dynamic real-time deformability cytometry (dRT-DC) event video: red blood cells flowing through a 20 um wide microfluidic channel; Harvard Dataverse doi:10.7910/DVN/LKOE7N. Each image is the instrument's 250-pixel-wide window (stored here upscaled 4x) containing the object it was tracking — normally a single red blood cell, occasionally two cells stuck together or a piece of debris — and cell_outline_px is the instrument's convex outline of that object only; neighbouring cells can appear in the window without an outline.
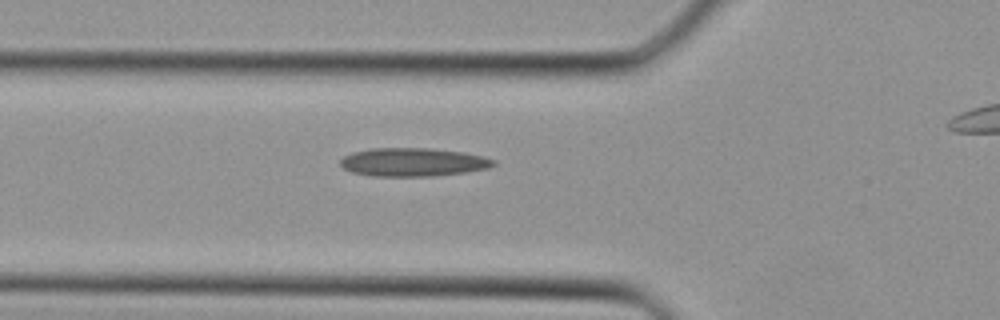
{"species": "Egyptian fruit bat (a non-hibernating species)", "species_latin": "Rousettus aegyptiacus", "temperature_condition": "cold", "stored_images_in_passage": 22, "camera_frame_rate_fps": 3000, "um_per_image_px": 0.085, "animal": {"sex": "female"}, "frame": {"image": 1, "passage_image": 4, "time_ms": 1.0, "image_size_px": [1000, 320], "cell_outline_px": [[496, 164], [488, 168], [464, 172], [432, 176], [368, 176], [352, 172], [344, 168], [340, 164], [340, 160], [344, 156], [352, 152], [372, 148], [432, 148], [464, 152], [484, 156], [496, 160]], "centroid_in_image_um": [35.11, 13.77], "position_along_channel_um": 90.7, "area_um2": 25.49}}
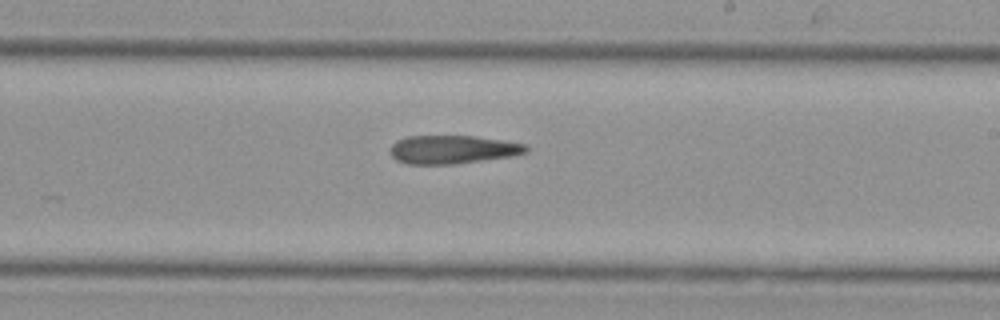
{"frame": {"image": 2, "passage_image": 13, "time_ms": 4.0, "image_size_px": [1000, 320], "cell_outline_px": [[528, 152], [508, 156], [456, 164], [408, 164], [396, 160], [388, 152], [388, 148], [396, 140], [408, 136], [472, 136], [504, 140], [524, 144], [528, 148]], "centroid_in_image_um": [38.4, 12.7], "position_along_channel_um": 250.6, "area_um2": 22.48}}
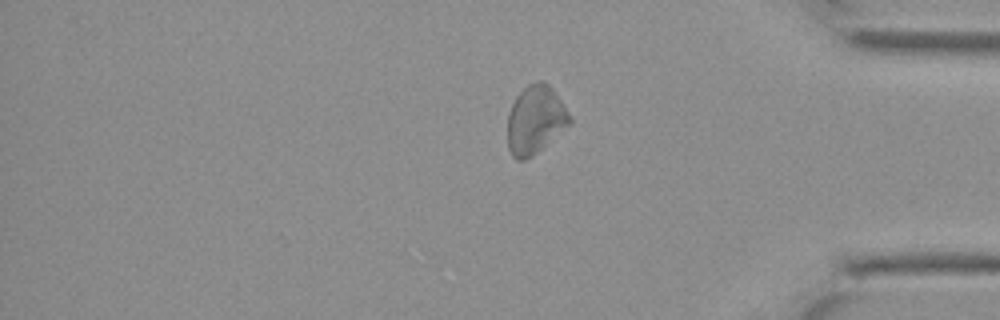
{"frame": {"image": 3, "passage_image": 22, "time_ms": 7.0, "image_size_px": [1000, 320], "cell_outline_px": [[572, 120], [568, 124], [532, 156], [524, 160], [516, 160], [512, 156], [508, 148], [508, 112], [516, 96], [528, 84], [540, 80], [548, 84], [552, 88], [572, 116]], "centroid_in_image_um": [45.48, 10.17], "position_along_channel_um": 389.7, "area_um2": 24.39}}